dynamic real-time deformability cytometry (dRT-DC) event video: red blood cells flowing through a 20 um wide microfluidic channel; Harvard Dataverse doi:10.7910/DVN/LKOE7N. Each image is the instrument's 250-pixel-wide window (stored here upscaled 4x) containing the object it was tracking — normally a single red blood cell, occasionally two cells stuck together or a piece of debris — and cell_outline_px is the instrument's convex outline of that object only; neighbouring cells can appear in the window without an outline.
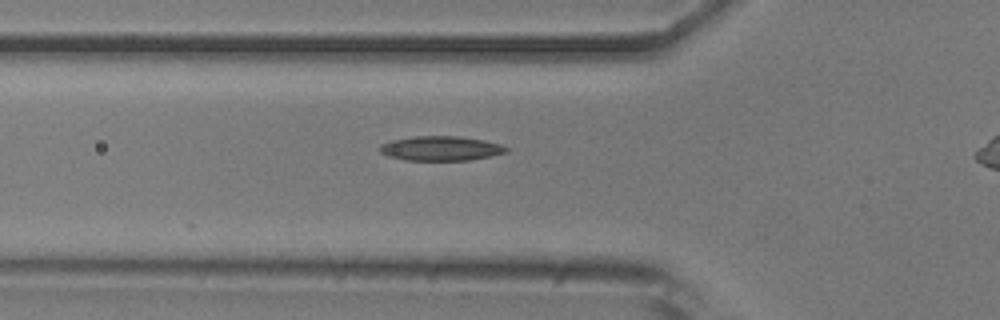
{"species": "common noctule bat (a hibernating species)", "species_latin": "Nyctalus noctula", "temperature_condition": "room temperature", "stored_images_in_passage": 24, "camera_frame_rate_fps": 3000, "um_per_image_px": 0.085, "animal": {"sex": "male", "body_mass_g": 20.5, "forearm_length_mm": 52.5}, "frame": {"image": 1, "passage_image": 10, "time_ms": 3.0, "image_size_px": [1000, 320], "cell_outline_px": [[508, 152], [468, 160], [404, 160], [388, 156], [380, 152], [380, 144], [392, 140], [416, 136], [460, 136], [484, 140], [500, 144], [508, 148]], "centroid_in_image_um": [37.46, 12.61], "position_along_channel_um": 88.3, "area_um2": 17.98}}
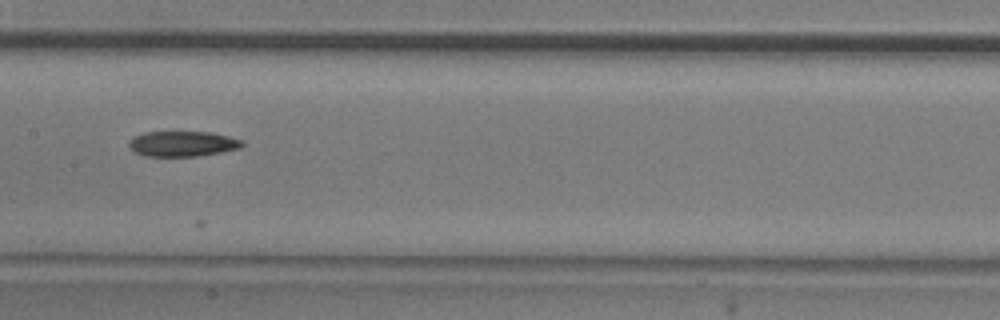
{"frame": {"image": 2, "passage_image": 18, "time_ms": 5.667, "image_size_px": [1000, 320], "cell_outline_px": [[244, 144], [240, 148], [220, 152], [196, 156], [144, 156], [136, 152], [128, 144], [128, 140], [132, 136], [144, 132], [208, 132], [228, 136], [240, 140]], "centroid_in_image_um": [15.47, 12.21], "position_along_channel_um": 191.9, "area_um2": 16.59}}